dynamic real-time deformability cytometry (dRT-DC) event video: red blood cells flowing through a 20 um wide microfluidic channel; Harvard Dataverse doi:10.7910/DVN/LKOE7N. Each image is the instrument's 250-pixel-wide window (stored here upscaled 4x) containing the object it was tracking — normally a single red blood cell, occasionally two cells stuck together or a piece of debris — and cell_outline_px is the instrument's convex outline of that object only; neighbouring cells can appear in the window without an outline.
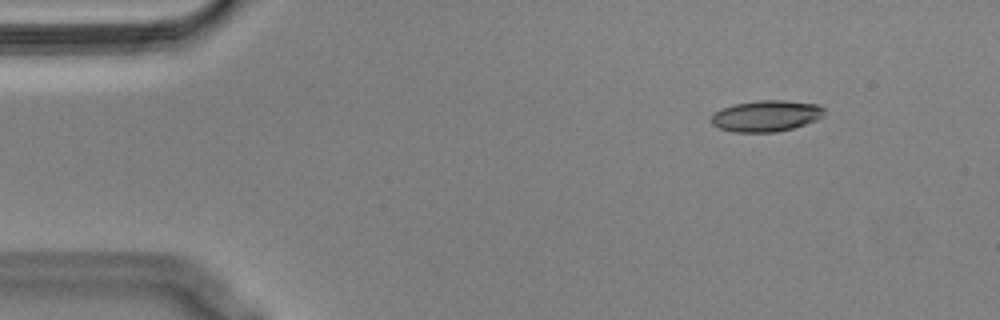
{"species": "Egyptian fruit bat (a non-hibernating species)", "species_latin": "Rousettus aegyptiacus", "temperature_condition": "cold", "stored_images_in_passage": 52, "camera_frame_rate_fps": 3000, "um_per_image_px": 0.085, "animal": {"sex": "male"}, "frame": {"image": 1, "passage_image": 3, "time_ms": 0.667, "image_size_px": [1000, 320], "cell_outline_px": [[824, 116], [816, 120], [792, 128], [776, 132], [732, 132], [720, 128], [712, 124], [712, 116], [720, 108], [736, 104], [760, 100], [784, 100], [820, 104], [824, 108]], "centroid_in_image_um": [65.15, 9.85], "position_along_channel_um": 19.8, "area_um2": 20.52}}
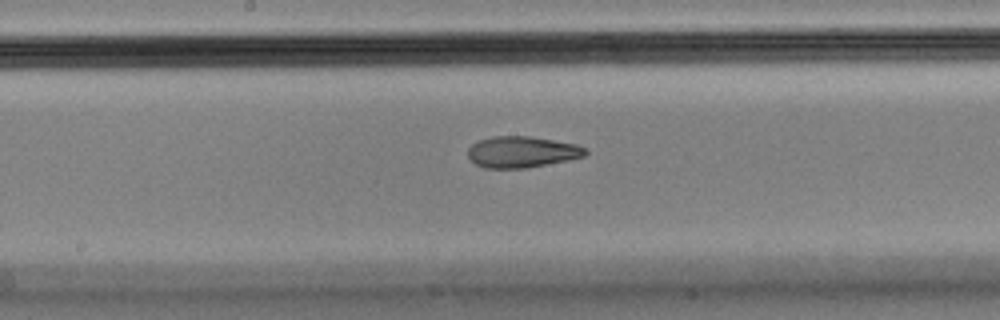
{"frame": {"image": 2, "passage_image": 25, "time_ms": 8.0, "image_size_px": [1000, 320], "cell_outline_px": [[588, 152], [584, 156], [568, 160], [524, 168], [484, 168], [476, 164], [468, 156], [468, 148], [472, 144], [480, 140], [492, 136], [528, 136], [576, 144], [584, 148]], "centroid_in_image_um": [44.34, 12.91], "position_along_channel_um": 203.9, "area_um2": 21.15}}
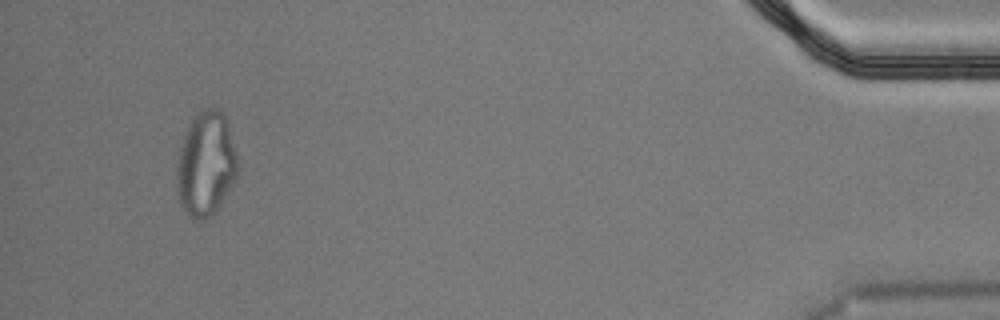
{"frame": {"image": 3, "passage_image": 49, "time_ms": 16.0, "image_size_px": [1000, 320], "cell_outline_px": [[240, 168], [236, 180], [212, 216], [200, 220], [192, 220], [180, 204], [176, 180], [176, 168], [180, 148], [184, 136], [192, 120], [204, 108], [216, 108], [224, 112]], "centroid_in_image_um": [17.51, 13.98], "position_along_channel_um": 417.7, "area_um2": 37.05}, "authors_computed_cell_mechanics": {"area_um2": 21.5305, "velocity_mm_per_s": 3.5888, "shape_relaxation_time_tau1_ms": null, "shape_relaxation_time_tau2_ms": 2.6115, "deformation_change_tau1": null, "deformation_change_tau2": 0.1045}}